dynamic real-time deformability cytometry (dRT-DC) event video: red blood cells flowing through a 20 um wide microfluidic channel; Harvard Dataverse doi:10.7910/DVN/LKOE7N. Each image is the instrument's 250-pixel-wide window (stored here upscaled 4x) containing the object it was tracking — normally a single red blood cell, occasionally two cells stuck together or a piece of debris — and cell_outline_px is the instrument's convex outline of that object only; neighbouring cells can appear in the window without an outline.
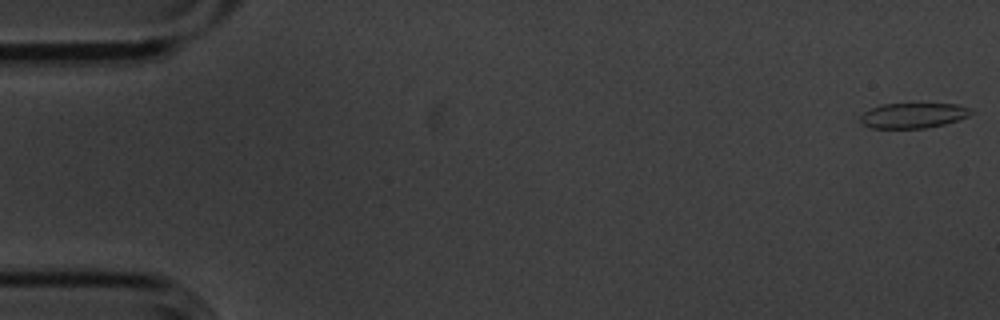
{"species": "common noctule bat (a hibernating species)", "species_latin": "Nyctalus noctula", "temperature_condition": "cold", "stored_images_in_passage": 5, "camera_frame_rate_fps": 3000, "um_per_image_px": 0.085, "animal": {"sex": "male", "body_mass_g": 20.1, "forearm_length_mm": 53.5}, "frame": {"image": 1, "passage_image": 1, "time_ms": 0.0, "image_size_px": [1000, 320], "cell_outline_px": [[972, 112], [968, 116], [944, 124], [924, 128], [872, 128], [860, 124], [860, 116], [864, 112], [880, 104], [956, 104], [972, 108]], "centroid_in_image_um": [77.59, 9.81], "position_along_channel_um": 7.4, "area_um2": 16.18}}
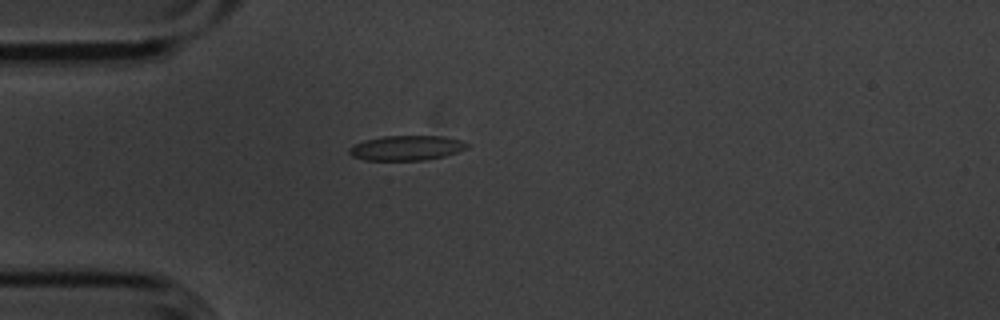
{"frame": {"image": 2, "passage_image": 4, "time_ms": 1.0, "image_size_px": [1000, 320], "cell_outline_px": [[468, 148], [444, 156], [424, 160], [364, 160], [352, 156], [348, 152], [348, 148], [352, 144], [364, 140], [384, 136], [444, 136], [460, 140], [468, 144]], "centroid_in_image_um": [34.51, 12.57], "position_along_channel_um": 50.5, "area_um2": 17.11}}